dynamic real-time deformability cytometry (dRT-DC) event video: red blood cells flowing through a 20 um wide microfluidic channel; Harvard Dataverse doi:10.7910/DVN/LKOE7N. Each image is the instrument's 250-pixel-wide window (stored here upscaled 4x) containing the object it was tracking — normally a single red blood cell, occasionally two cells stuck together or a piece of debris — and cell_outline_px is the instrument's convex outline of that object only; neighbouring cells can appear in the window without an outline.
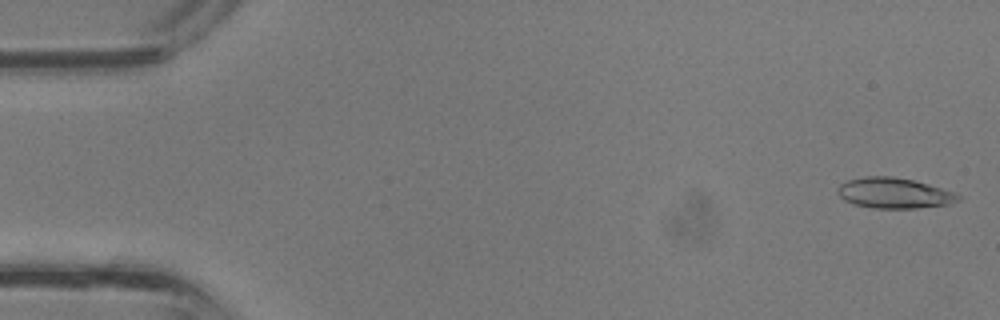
{"species": "common noctule bat (a hibernating species)", "species_latin": "Nyctalus noctula", "temperature_condition": "room temperature", "stored_images_in_passage": 10, "camera_frame_rate_fps": 3000, "um_per_image_px": 0.085, "animal": {"sex": "male", "body_mass_g": 13.3}, "frame": {"image": 1, "passage_image": 1, "time_ms": 0.0, "image_size_px": [1000, 320], "cell_outline_px": [[960, 200], [952, 204], [916, 208], [872, 208], [856, 204], [844, 200], [836, 192], [836, 188], [840, 184], [848, 180], [864, 176], [892, 176], [912, 180], [928, 184], [956, 192], [960, 196]], "centroid_in_image_um": [76.01, 16.41], "position_along_channel_um": 9.0, "area_um2": 21.56}}